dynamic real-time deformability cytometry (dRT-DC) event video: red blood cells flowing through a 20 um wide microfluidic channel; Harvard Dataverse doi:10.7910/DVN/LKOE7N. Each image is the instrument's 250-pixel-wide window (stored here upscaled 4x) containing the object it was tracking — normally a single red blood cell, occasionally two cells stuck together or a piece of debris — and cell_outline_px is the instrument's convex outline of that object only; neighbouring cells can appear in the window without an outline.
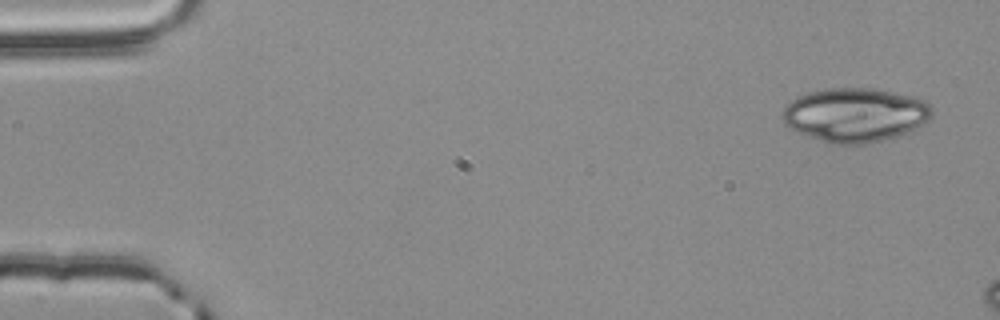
{"species": "common noctule bat (a hibernating species)", "species_latin": "Nyctalus noctula", "temperature_condition": "room temperature", "stored_images_in_passage": 4, "segment_of_instrument_passage": [1, 2], "camera_frame_rate_fps": 3000, "um_per_image_px": 0.085, "animal": {"sex": "male", "body_mass_g": 20.4}, "frame": {"image": 1, "passage_image": 1, "time_ms": 0.0, "image_size_px": [1000, 320], "cell_outline_px": [[932, 116], [928, 120], [896, 136], [884, 140], [864, 144], [828, 144], [808, 136], [784, 124], [780, 116], [780, 112], [792, 100], [800, 96], [812, 92], [828, 88], [872, 88], [908, 96], [924, 100], [932, 108]], "centroid_in_image_um": [72.63, 9.78], "position_along_channel_um": 12.4, "area_um2": 46.53}}